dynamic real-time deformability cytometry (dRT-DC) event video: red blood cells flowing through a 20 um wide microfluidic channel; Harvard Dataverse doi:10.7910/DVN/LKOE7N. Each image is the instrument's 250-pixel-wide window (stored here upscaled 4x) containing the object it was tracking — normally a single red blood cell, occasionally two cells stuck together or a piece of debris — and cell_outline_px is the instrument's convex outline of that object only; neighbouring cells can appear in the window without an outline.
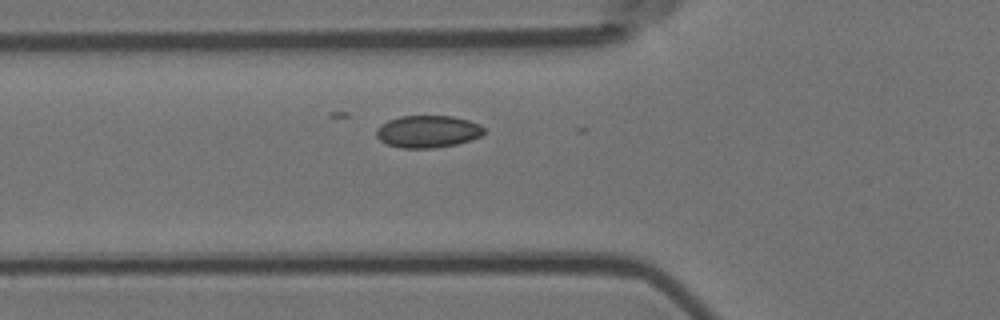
{"species": "Egyptian fruit bat (a non-hibernating species)", "species_latin": "Rousettus aegyptiacus", "temperature_condition": "room temperature", "stored_images_in_passage": 4, "camera_frame_rate_fps": 3000, "um_per_image_px": 0.085, "animal": {"sex": "female"}, "frame": {"image": 1, "passage_image": 2, "time_ms": 0.333, "image_size_px": [1000, 320], "cell_outline_px": [[484, 132], [480, 136], [472, 140], [456, 144], [432, 148], [400, 148], [388, 144], [380, 140], [376, 136], [376, 128], [388, 120], [400, 116], [452, 116], [468, 120], [480, 124], [484, 128]], "centroid_in_image_um": [36.36, 11.18], "position_along_channel_um": 89.4, "area_um2": 20.23}}